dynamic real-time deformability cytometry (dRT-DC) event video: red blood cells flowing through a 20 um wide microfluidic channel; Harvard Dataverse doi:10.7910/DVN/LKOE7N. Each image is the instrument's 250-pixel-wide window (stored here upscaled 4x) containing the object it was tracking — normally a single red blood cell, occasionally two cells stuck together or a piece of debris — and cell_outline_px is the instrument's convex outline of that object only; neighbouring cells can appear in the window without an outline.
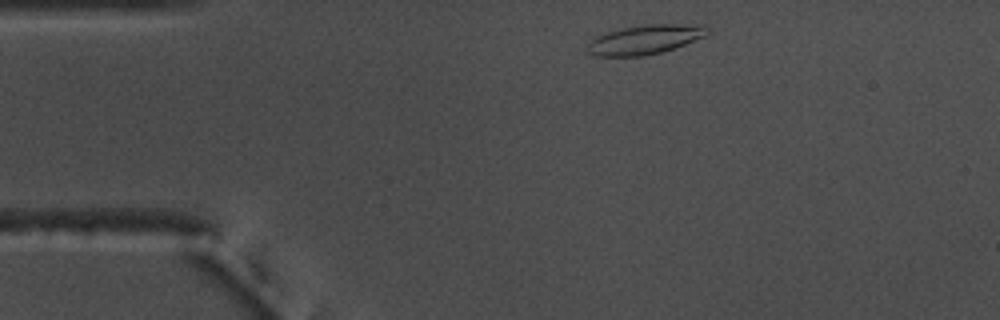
{"species": "common noctule bat (a hibernating species)", "species_latin": "Nyctalus noctula", "temperature_condition": "warm", "stored_images_in_passage": 38, "camera_frame_rate_fps": 3000, "um_per_image_px": 0.085, "animal": {"sex": "male", "body_mass_g": 17.5, "forearm_length_mm": 52.3}, "frame": {"image": 1, "passage_image": 2, "time_ms": 0.333, "image_size_px": [1000, 320], "cell_outline_px": [[708, 32], [704, 36], [664, 52], [644, 56], [592, 56], [584, 48], [596, 36], [608, 32], [624, 28], [648, 24], [704, 24], [708, 28]], "centroid_in_image_um": [54.81, 3.37], "position_along_channel_um": 30.2, "area_um2": 20.52}}
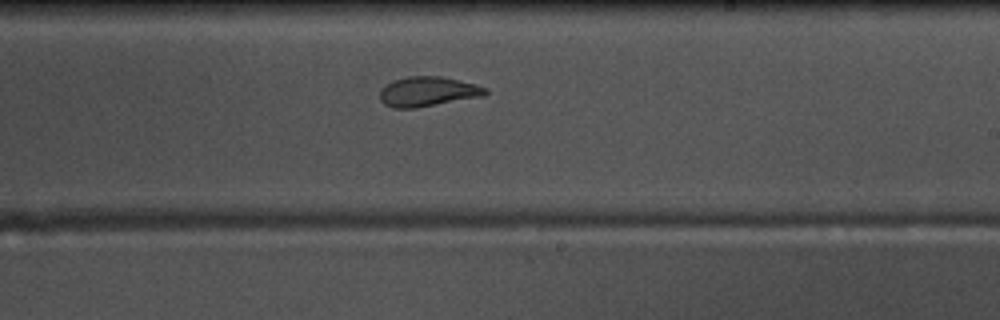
{"frame": {"image": 2, "passage_image": 24, "time_ms": 7.667, "image_size_px": [1000, 320], "cell_outline_px": [[488, 92], [484, 96], [416, 108], [392, 108], [384, 104], [380, 100], [380, 92], [392, 80], [408, 76], [444, 76], [476, 84], [488, 88]], "centroid_in_image_um": [36.4, 7.78], "position_along_channel_um": 252.6, "area_um2": 18.44}}
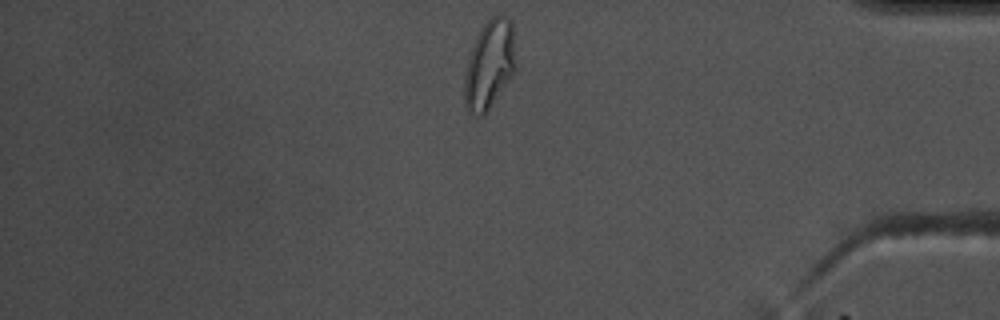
{"frame": {"image": 3, "passage_image": 38, "time_ms": 12.333, "image_size_px": [1000, 320], "cell_outline_px": [[516, 68], [512, 76], [488, 112], [484, 116], [476, 116], [468, 112], [464, 104], [464, 80], [468, 60], [476, 36], [480, 28], [492, 16], [508, 16], [512, 20], [516, 60]], "centroid_in_image_um": [41.62, 5.53], "position_along_channel_um": 393.6, "area_um2": 26.93}, "authors_computed_cell_mechanics": {"area_um2": 18.785, "velocity_mm_per_s": 3.6797, "shape_relaxation_time_tau1_ms": null, "shape_relaxation_time_tau2_ms": 1.8117, "deformation_change_tau1": null, "deformation_change_tau2": 0.0808}}